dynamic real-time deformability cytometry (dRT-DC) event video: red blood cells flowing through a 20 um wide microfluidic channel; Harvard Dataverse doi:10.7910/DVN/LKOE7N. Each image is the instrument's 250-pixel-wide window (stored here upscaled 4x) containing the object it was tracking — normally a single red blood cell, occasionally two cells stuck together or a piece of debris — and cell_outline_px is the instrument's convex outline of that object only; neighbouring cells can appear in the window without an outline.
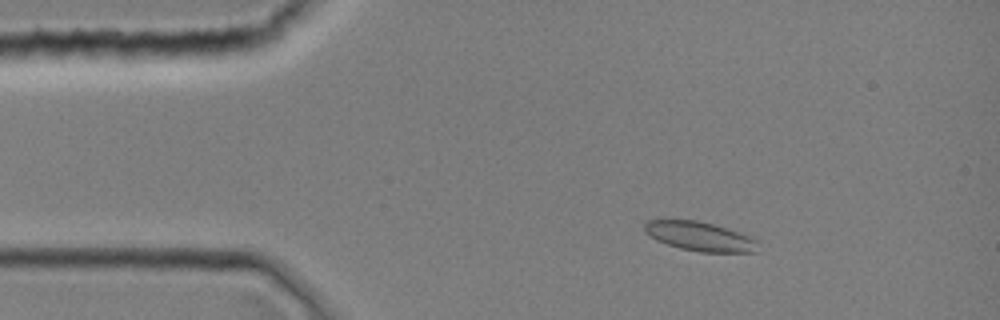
{"species": "common noctule bat (a hibernating species)", "species_latin": "Nyctalus noctula", "temperature_condition": "room temperature", "stored_images_in_passage": 10, "camera_frame_rate_fps": 3000, "um_per_image_px": 0.085, "animal": {"sex": "female", "body_mass_g": 19.0, "forearm_length_mm": 51.5}, "frame": {"image": 1, "passage_image": 6, "time_ms": 1.667, "image_size_px": [1000, 320], "cell_outline_px": [[756, 252], [700, 252], [680, 248], [656, 240], [644, 232], [644, 224], [648, 220], [696, 220], [728, 228], [752, 236], [756, 240]], "centroid_in_image_um": [59.47, 20.09], "position_along_channel_um": 25.5, "area_um2": 19.25}}